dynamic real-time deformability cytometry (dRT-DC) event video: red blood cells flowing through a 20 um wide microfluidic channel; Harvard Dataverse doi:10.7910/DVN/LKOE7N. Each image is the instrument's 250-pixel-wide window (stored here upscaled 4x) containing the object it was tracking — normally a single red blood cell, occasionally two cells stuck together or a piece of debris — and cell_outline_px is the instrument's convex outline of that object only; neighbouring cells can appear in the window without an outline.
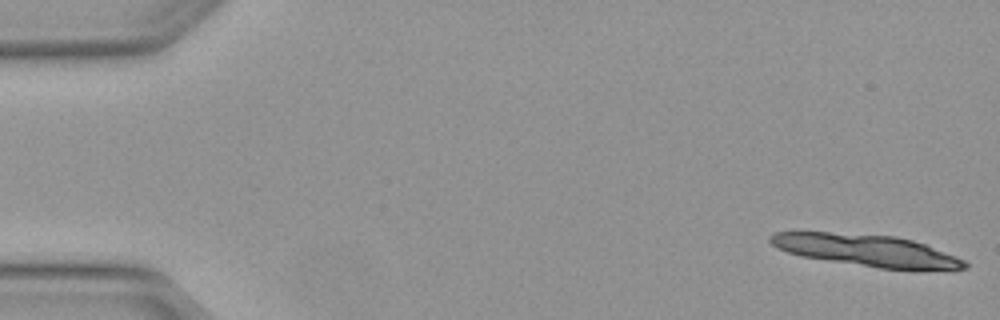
{"species": "Egyptian fruit bat (a non-hibernating species)", "species_latin": "Rousettus aegyptiacus", "temperature_condition": "warm", "stored_images_in_passage": 5, "camera_frame_rate_fps": 3000, "um_per_image_px": 0.085, "animal": {"sex": "female"}, "frame": {"image": 1, "passage_image": 1, "time_ms": 0.0, "image_size_px": [1000, 320], "cell_outline_px": [[968, 268], [952, 272], [880, 268], [800, 256], [776, 248], [768, 240], [768, 236], [776, 232], [828, 232], [896, 236], [912, 240], [924, 244], [956, 256], [964, 260], [968, 264]], "centroid_in_image_um": [73.76, 21.31], "position_along_channel_um": 11.2, "area_um2": 36.47}}